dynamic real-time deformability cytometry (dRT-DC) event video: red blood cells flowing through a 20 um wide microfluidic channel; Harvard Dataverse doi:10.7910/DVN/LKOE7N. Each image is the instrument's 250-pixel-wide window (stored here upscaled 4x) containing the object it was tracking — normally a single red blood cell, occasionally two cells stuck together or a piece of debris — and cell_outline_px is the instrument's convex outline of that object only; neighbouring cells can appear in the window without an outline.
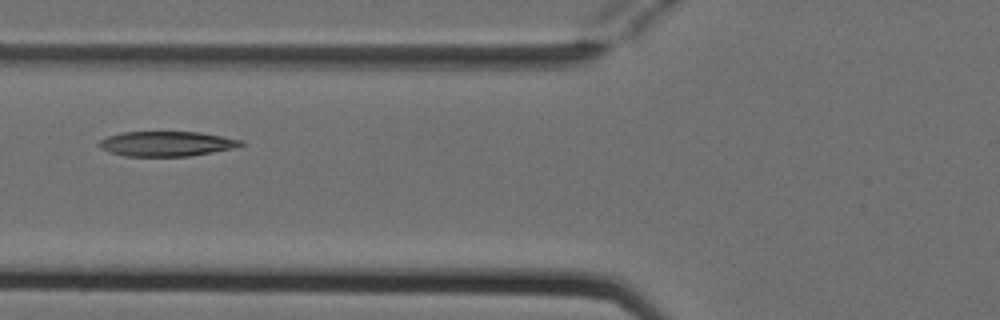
{"species": "Egyptian fruit bat (a non-hibernating species)", "species_latin": "Rousettus aegyptiacus", "temperature_condition": "cold", "stored_images_in_passage": 5, "camera_frame_rate_fps": 3000, "um_per_image_px": 0.085, "animal": {"sex": "female"}, "frame": {"image": 1, "passage_image": 2, "time_ms": 0.333, "image_size_px": [1000, 320], "cell_outline_px": [[244, 144], [236, 148], [192, 156], [124, 156], [108, 152], [100, 148], [100, 140], [108, 136], [124, 132], [200, 132], [244, 140]], "centroid_in_image_um": [14.21, 12.22], "position_along_channel_um": 111.6, "area_um2": 20.69}}
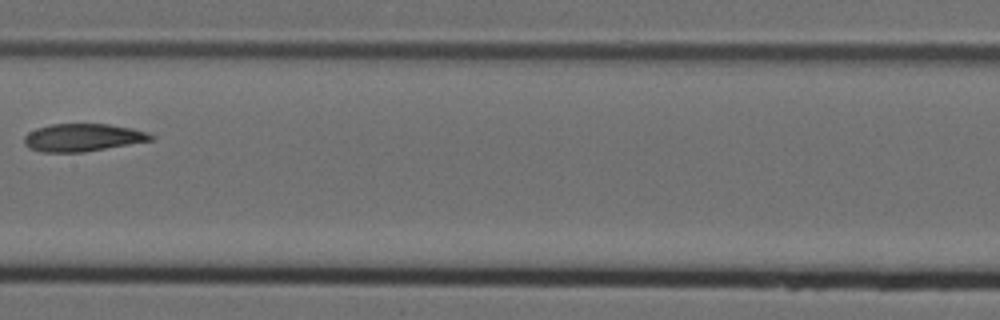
{"frame": {"image": 2, "passage_image": 4, "time_ms": 1.0, "image_size_px": [1000, 320], "cell_outline_px": [[156, 136], [152, 140], [84, 152], [40, 152], [28, 148], [24, 144], [24, 136], [28, 132], [36, 128], [52, 124], [108, 124], [132, 128]], "centroid_in_image_um": [6.98, 11.69], "position_along_channel_um": 200.4, "area_um2": 20.4}}
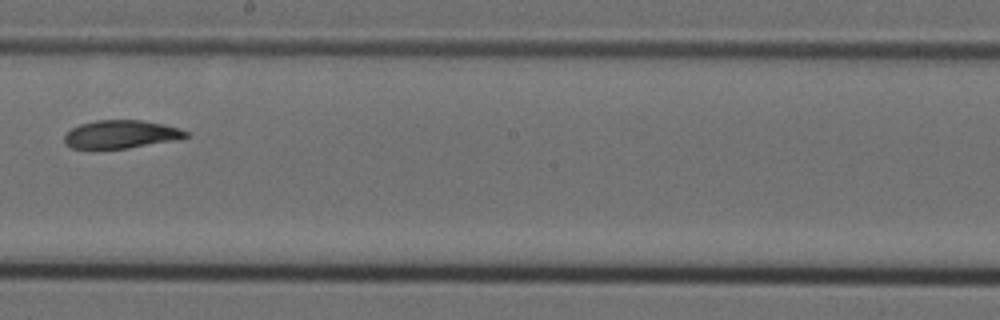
{"frame": {"image": 3, "passage_image": 5, "time_ms": 1.333, "image_size_px": [1000, 320], "cell_outline_px": [[188, 136], [180, 140], [128, 148], [72, 148], [64, 144], [64, 136], [72, 128], [80, 124], [96, 120], [140, 120], [164, 124], [180, 128], [188, 132]], "centroid_in_image_um": [10.32, 11.41], "position_along_channel_um": 237.9, "area_um2": 20.0}}